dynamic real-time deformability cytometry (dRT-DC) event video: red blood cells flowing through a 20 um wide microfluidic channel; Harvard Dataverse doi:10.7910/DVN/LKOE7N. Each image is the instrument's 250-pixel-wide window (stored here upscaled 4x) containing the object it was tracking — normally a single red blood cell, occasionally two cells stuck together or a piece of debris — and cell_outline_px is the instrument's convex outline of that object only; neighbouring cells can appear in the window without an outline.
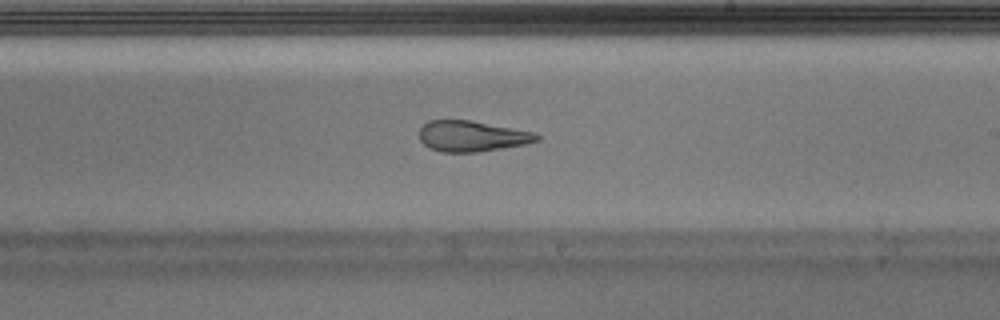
{"species": "Egyptian fruit bat (a non-hibernating species)", "species_latin": "Rousettus aegyptiacus", "temperature_condition": "warm", "stored_images_in_passage": 46, "camera_frame_rate_fps": 3000, "um_per_image_px": 0.085, "animal": {"sex": "male"}, "frame": {"image": 1, "passage_image": 27, "time_ms": 8.667, "image_size_px": [1000, 320], "cell_outline_px": [[540, 140], [524, 144], [476, 152], [440, 152], [428, 148], [420, 140], [420, 128], [428, 120], [472, 120], [532, 132], [540, 136]], "centroid_in_image_um": [40.07, 11.57], "position_along_channel_um": 248.9, "area_um2": 20.92}}
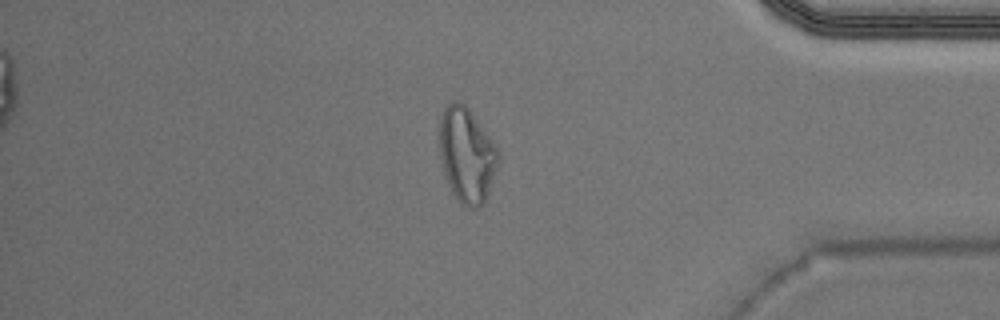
{"frame": {"image": 2, "passage_image": 40, "time_ms": 13.0, "image_size_px": [1000, 320], "cell_outline_px": [[500, 156], [484, 204], [480, 208], [468, 208], [452, 192], [448, 184], [444, 172], [440, 156], [436, 136], [436, 128], [440, 116], [444, 108], [452, 100], [460, 100], [468, 108], [492, 140], [500, 152]], "centroid_in_image_um": [39.62, 13.12], "position_along_channel_um": 395.6, "area_um2": 32.95}}